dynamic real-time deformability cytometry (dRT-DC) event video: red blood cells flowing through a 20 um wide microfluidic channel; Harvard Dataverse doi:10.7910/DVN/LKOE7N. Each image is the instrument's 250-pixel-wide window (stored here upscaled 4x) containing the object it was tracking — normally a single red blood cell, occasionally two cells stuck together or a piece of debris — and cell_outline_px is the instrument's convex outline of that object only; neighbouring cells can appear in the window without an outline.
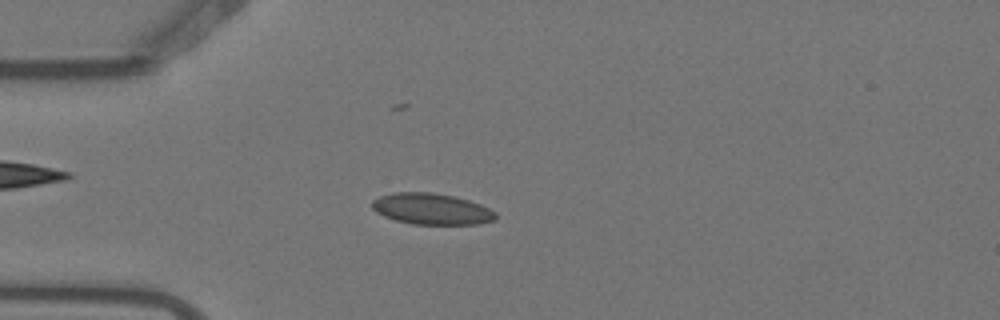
{"species": "Egyptian fruit bat (a non-hibernating species)", "species_latin": "Rousettus aegyptiacus", "temperature_condition": "warm", "stored_images_in_passage": 3, "camera_frame_rate_fps": 3000, "um_per_image_px": 0.085, "animal": {"sex": "female"}, "frame": {"image": 1, "passage_image": 3, "time_ms": 0.667, "image_size_px": [1000, 320], "cell_outline_px": [[496, 220], [480, 224], [412, 224], [396, 220], [384, 216], [376, 212], [372, 208], [372, 200], [380, 196], [396, 192], [432, 192], [452, 196], [468, 200], [480, 204], [496, 212]], "centroid_in_image_um": [36.69, 17.76], "position_along_channel_um": 48.3, "area_um2": 22.43}}